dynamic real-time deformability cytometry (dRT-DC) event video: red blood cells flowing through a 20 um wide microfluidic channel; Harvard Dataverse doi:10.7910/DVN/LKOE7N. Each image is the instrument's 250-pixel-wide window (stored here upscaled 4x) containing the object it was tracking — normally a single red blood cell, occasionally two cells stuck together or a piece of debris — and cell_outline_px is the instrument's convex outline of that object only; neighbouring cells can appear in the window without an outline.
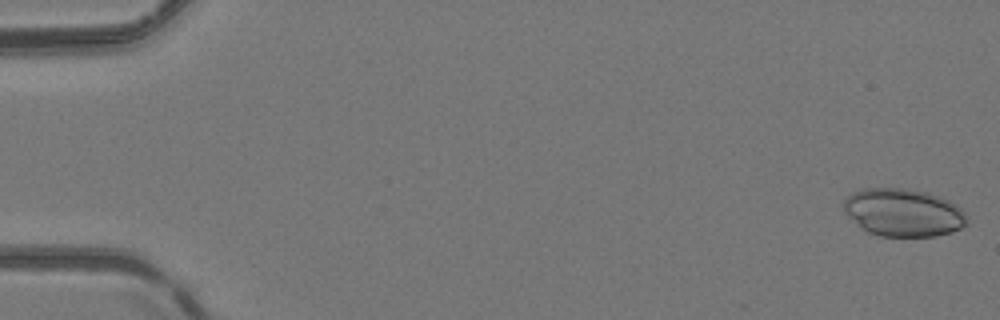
{"species": "common noctule bat (a hibernating species)", "species_latin": "Nyctalus noctula", "temperature_condition": "room temperature", "stored_images_in_passage": 31, "camera_frame_rate_fps": 3000, "um_per_image_px": 0.085, "animal": {"sex": "female", "body_mass_g": 24.6, "forearm_length_mm": 56.2}, "frame": {"image": 1, "passage_image": 1, "time_ms": 0.0, "image_size_px": [1000, 320], "cell_outline_px": [[968, 224], [952, 232], [936, 236], [880, 236], [868, 232], [860, 228], [844, 212], [844, 200], [852, 192], [860, 188], [900, 188], [924, 192], [948, 200], [956, 204], [964, 212], [968, 220]], "centroid_in_image_um": [76.76, 18.07], "position_along_channel_um": 8.2, "area_um2": 34.39}}
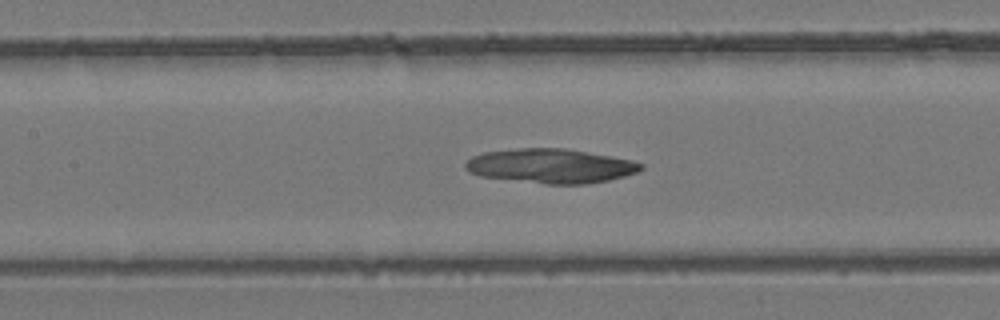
{"frame": {"image": 2, "passage_image": 24, "time_ms": 7.667, "image_size_px": [1000, 320], "cell_outline_px": [[644, 168], [636, 172], [624, 176], [608, 180], [584, 184], [544, 184], [480, 176], [464, 168], [464, 164], [472, 156], [484, 152], [520, 148], [568, 148], [632, 160], [644, 164]], "centroid_in_image_um": [46.82, 14.1], "position_along_channel_um": 160.6, "area_um2": 35.14}}
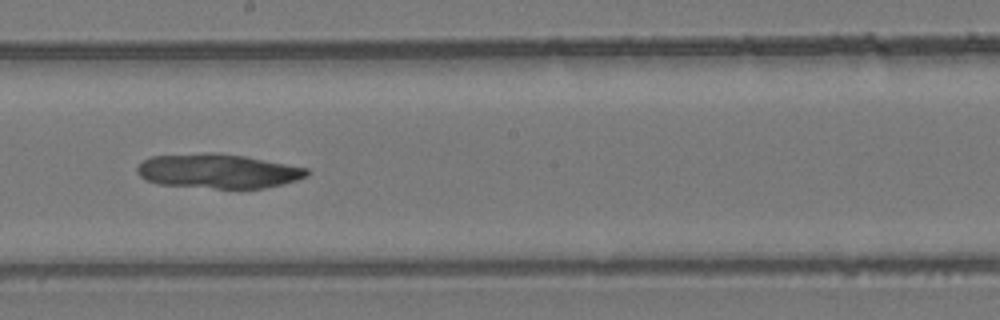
{"frame": {"image": 3, "passage_image": 29, "time_ms": 9.333, "image_size_px": [1000, 320], "cell_outline_px": [[308, 176], [284, 184], [264, 188], [216, 188], [160, 184], [148, 180], [140, 176], [136, 172], [136, 168], [144, 160], [152, 156], [204, 152], [220, 152], [244, 156], [308, 168]], "centroid_in_image_um": [18.54, 14.53], "position_along_channel_um": 229.7, "area_um2": 33.99}}